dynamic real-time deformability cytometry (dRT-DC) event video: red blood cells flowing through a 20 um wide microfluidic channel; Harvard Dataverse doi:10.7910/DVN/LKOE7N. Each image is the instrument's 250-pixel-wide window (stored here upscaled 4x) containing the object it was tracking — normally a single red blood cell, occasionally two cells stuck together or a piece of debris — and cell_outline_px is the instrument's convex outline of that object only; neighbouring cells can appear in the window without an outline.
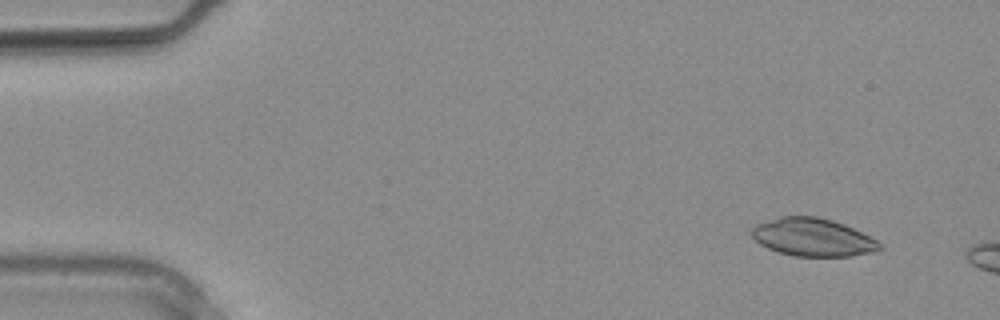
{"species": "common noctule bat (a hibernating species)", "species_latin": "Nyctalus noctula", "temperature_condition": "warm", "stored_images_in_passage": 6, "camera_frame_rate_fps": 3000, "um_per_image_px": 0.085, "animal": {"sex": "male", "body_mass_g": 20.4}, "frame": {"image": 1, "passage_image": 3, "time_ms": 0.667, "image_size_px": [1000, 320], "cell_outline_px": [[884, 248], [876, 252], [852, 256], [796, 256], [780, 252], [768, 248], [760, 244], [752, 236], [752, 228], [756, 224], [780, 216], [816, 216], [832, 220], [844, 224], [876, 240]], "centroid_in_image_um": [69.1, 20.17], "position_along_channel_um": 15.9, "area_um2": 28.15}}